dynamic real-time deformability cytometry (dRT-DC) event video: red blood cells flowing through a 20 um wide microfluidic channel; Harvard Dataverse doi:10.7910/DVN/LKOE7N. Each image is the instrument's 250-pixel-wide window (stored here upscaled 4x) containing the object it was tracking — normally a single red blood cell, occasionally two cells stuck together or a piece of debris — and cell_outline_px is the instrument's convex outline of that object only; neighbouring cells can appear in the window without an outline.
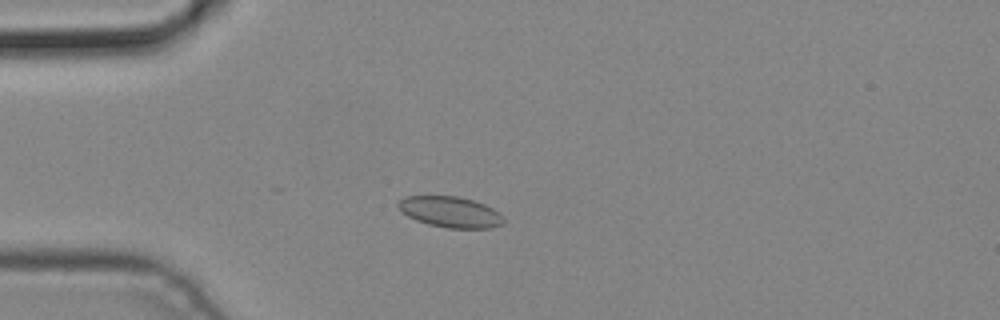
{"species": "common noctule bat (a hibernating species)", "species_latin": "Nyctalus noctula", "temperature_condition": "cold", "stored_images_in_passage": 4, "camera_frame_rate_fps": 3000, "um_per_image_px": 0.085, "animal": {"sex": "male", "body_mass_g": 19.2, "forearm_length_mm": 51.8}, "frame": {"image": 1, "passage_image": 3, "time_ms": 0.667, "image_size_px": [1000, 320], "cell_outline_px": [[504, 224], [492, 228], [448, 228], [428, 224], [416, 220], [400, 212], [396, 204], [404, 196], [456, 196], [472, 200], [484, 204], [492, 208], [504, 216]], "centroid_in_image_um": [38.27, 18.02], "position_along_channel_um": 46.7, "area_um2": 19.07}}